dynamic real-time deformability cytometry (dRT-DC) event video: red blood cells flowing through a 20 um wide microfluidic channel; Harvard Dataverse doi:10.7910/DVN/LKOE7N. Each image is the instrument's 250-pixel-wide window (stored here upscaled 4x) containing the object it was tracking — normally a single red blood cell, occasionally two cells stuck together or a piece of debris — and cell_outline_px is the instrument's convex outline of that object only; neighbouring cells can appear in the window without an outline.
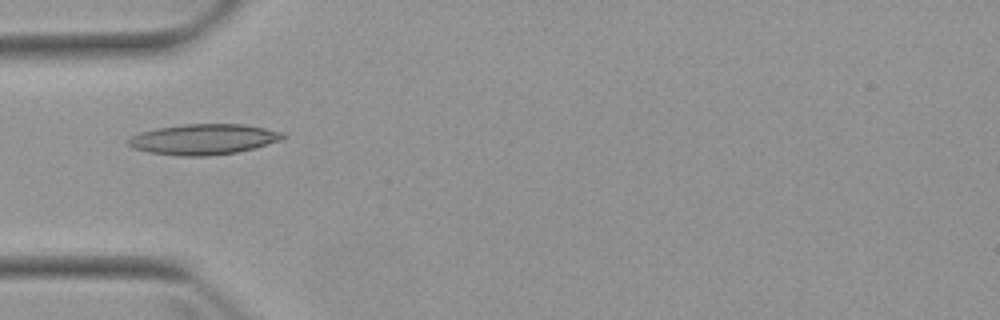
{"species": "Egyptian fruit bat (a non-hibernating species)", "species_latin": "Rousettus aegyptiacus", "temperature_condition": "warm", "stored_images_in_passage": 7, "camera_frame_rate_fps": 3000, "um_per_image_px": 0.085, "animal": {"sex": "female"}, "frame": {"image": 1, "passage_image": 4, "time_ms": 5.0, "image_size_px": [1000, 320], "cell_outline_px": [[284, 136], [280, 140], [252, 148], [236, 152], [208, 156], [180, 156], [148, 152], [132, 148], [128, 144], [128, 140], [132, 136], [140, 132], [156, 128], [180, 124], [244, 124], [284, 132]], "centroid_in_image_um": [17.26, 11.83], "position_along_channel_um": 67.7, "area_um2": 27.4}}
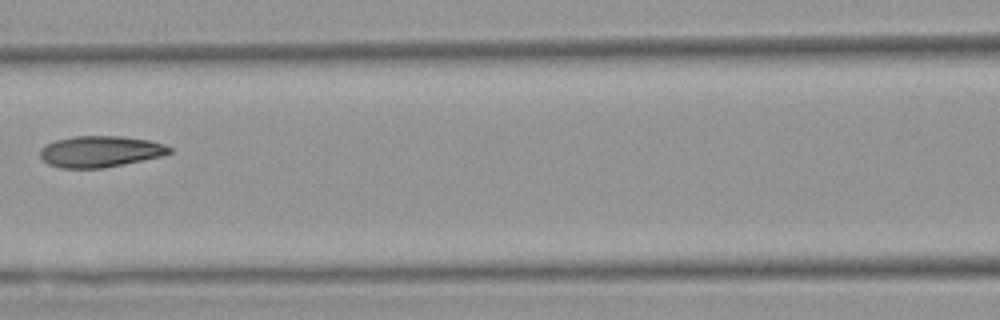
{"frame": {"image": 2, "passage_image": 6, "time_ms": 7.333, "image_size_px": [1000, 320], "cell_outline_px": [[172, 152], [160, 156], [124, 164], [104, 168], [60, 168], [48, 164], [40, 156], [40, 148], [56, 140], [72, 136], [120, 136], [148, 140], [164, 144], [172, 148]], "centroid_in_image_um": [8.51, 12.88], "position_along_channel_um": 158.1, "area_um2": 23.47}}
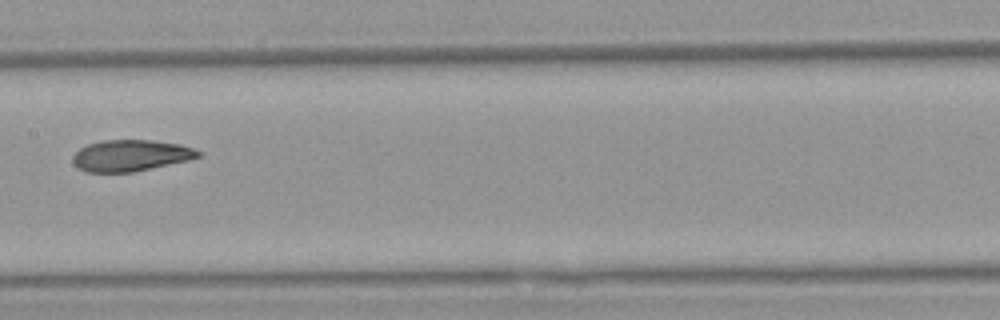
{"frame": {"image": 3, "passage_image": 7, "time_ms": 8.333, "image_size_px": [1000, 320], "cell_outline_px": [[200, 156], [188, 160], [132, 172], [84, 172], [76, 168], [72, 164], [72, 156], [80, 148], [88, 144], [104, 140], [152, 140], [180, 144], [192, 148], [200, 152]], "centroid_in_image_um": [11.04, 13.22], "position_along_channel_um": 196.4, "area_um2": 22.89}}